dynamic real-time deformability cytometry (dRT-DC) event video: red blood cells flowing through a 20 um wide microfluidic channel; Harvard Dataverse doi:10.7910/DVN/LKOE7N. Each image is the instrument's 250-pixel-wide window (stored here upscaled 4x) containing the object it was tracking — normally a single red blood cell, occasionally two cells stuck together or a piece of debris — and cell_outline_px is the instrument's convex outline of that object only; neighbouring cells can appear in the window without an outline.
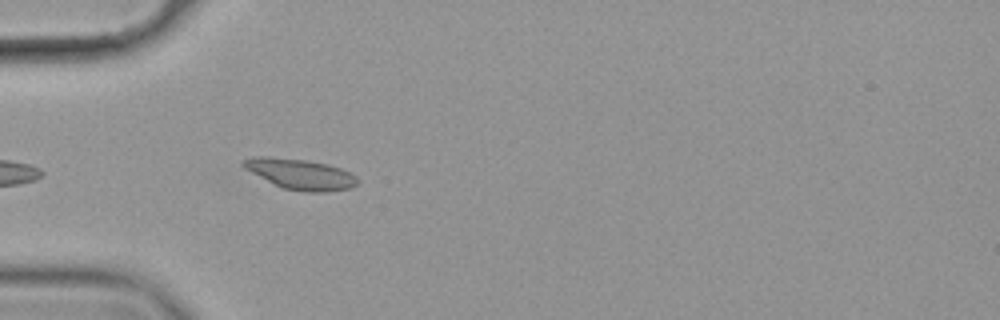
{"species": "common noctule bat (a hibernating species)", "species_latin": "Nyctalus noctula", "temperature_condition": "cold", "stored_images_in_passage": 12, "camera_frame_rate_fps": 3000, "um_per_image_px": 0.085, "animal": {"sex": "female", "body_mass_g": 19.9}, "frame": {"image": 1, "passage_image": 4, "time_ms": 1.0, "image_size_px": [1000, 320], "cell_outline_px": [[360, 180], [352, 188], [324, 192], [304, 192], [284, 188], [244, 168], [240, 164], [244, 160], [252, 156], [268, 156], [304, 160], [328, 164], [340, 168], [356, 176]], "centroid_in_image_um": [25.56, 14.8], "position_along_channel_um": 59.4, "area_um2": 20.06}}
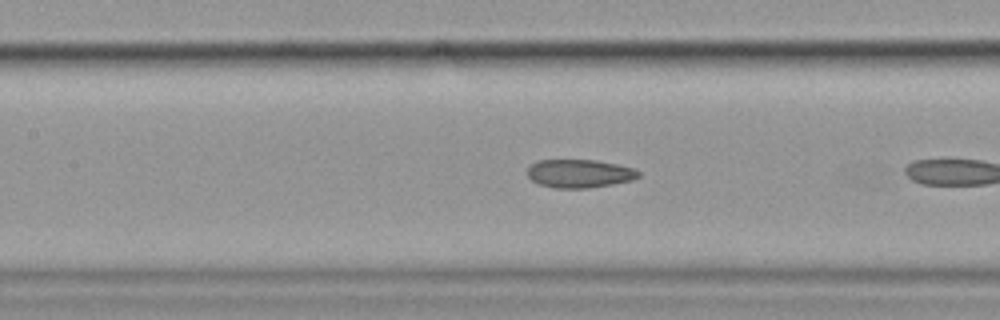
{"frame": {"image": 2, "passage_image": 10, "time_ms": 3.0, "image_size_px": [1000, 320], "cell_outline_px": [[640, 176], [632, 180], [612, 184], [588, 188], [552, 188], [540, 184], [532, 180], [528, 176], [528, 168], [532, 164], [540, 160], [596, 160], [616, 164], [632, 168], [640, 172]], "centroid_in_image_um": [49.26, 14.75], "position_along_channel_um": 158.1, "area_um2": 18.21}}